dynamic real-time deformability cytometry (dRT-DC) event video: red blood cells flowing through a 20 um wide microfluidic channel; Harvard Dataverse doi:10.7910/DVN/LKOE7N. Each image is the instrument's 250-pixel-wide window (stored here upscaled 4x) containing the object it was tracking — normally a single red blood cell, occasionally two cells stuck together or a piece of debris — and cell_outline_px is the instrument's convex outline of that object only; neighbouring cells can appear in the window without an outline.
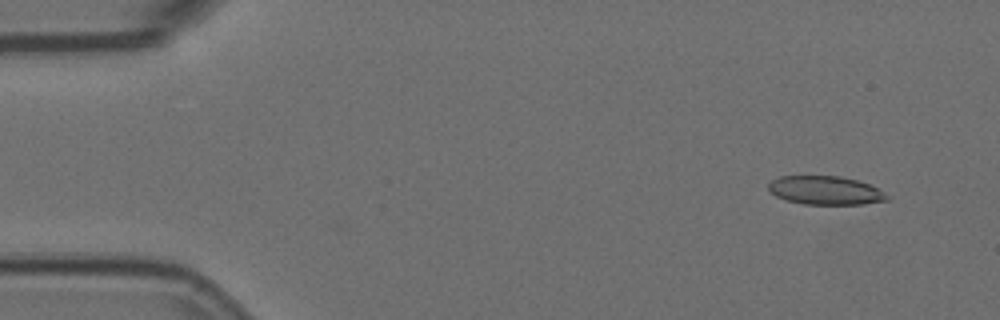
{"species": "Egyptian fruit bat (a non-hibernating species)", "species_latin": "Rousettus aegyptiacus", "temperature_condition": "room temperature", "stored_images_in_passage": 57, "camera_frame_rate_fps": 3000, "um_per_image_px": 0.085, "animal": {"sex": "female"}, "frame": {"image": 1, "passage_image": 5, "time_ms": 1.333, "image_size_px": [1000, 320], "cell_outline_px": [[892, 196], [888, 200], [864, 204], [804, 204], [784, 200], [776, 196], [768, 188], [768, 184], [772, 180], [780, 176], [840, 176], [856, 180], [868, 184]], "centroid_in_image_um": [70.17, 16.19], "position_along_channel_um": 14.8, "area_um2": 19.77}}
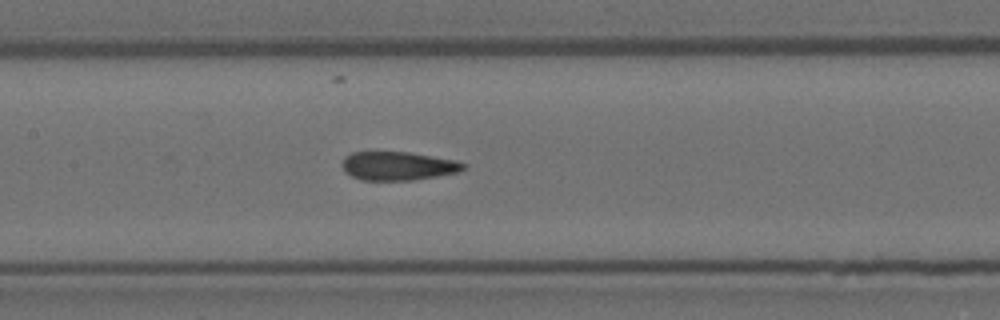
{"frame": {"image": 2, "passage_image": 27, "time_ms": 8.667, "image_size_px": [1000, 320], "cell_outline_px": [[468, 164], [460, 172], [412, 180], [360, 180], [344, 172], [340, 164], [344, 156], [352, 152], [408, 152], [456, 160]], "centroid_in_image_um": [33.8, 14.1], "position_along_channel_um": 173.6, "area_um2": 20.4}}
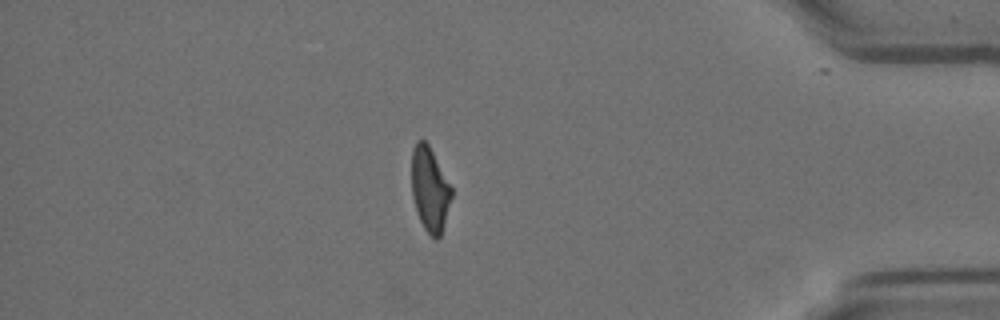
{"frame": {"image": 3, "passage_image": 49, "time_ms": 16.0, "image_size_px": [1000, 320], "cell_outline_px": [[452, 196], [440, 236], [436, 240], [424, 228], [420, 220], [412, 196], [412, 148], [416, 140], [424, 140], [428, 144], [452, 188]], "centroid_in_image_um": [36.52, 16.06], "position_along_channel_um": 398.7, "area_um2": 19.25}, "authors_computed_cell_mechanics": {"area_um2": 20.9814, "velocity_mm_per_s": 3.5941, "shape_relaxation_time_tau1_ms": null, "shape_relaxation_time_tau2_ms": 1.7138, "deformation_change_tau1": null, "deformation_change_tau2": 0.0901}}